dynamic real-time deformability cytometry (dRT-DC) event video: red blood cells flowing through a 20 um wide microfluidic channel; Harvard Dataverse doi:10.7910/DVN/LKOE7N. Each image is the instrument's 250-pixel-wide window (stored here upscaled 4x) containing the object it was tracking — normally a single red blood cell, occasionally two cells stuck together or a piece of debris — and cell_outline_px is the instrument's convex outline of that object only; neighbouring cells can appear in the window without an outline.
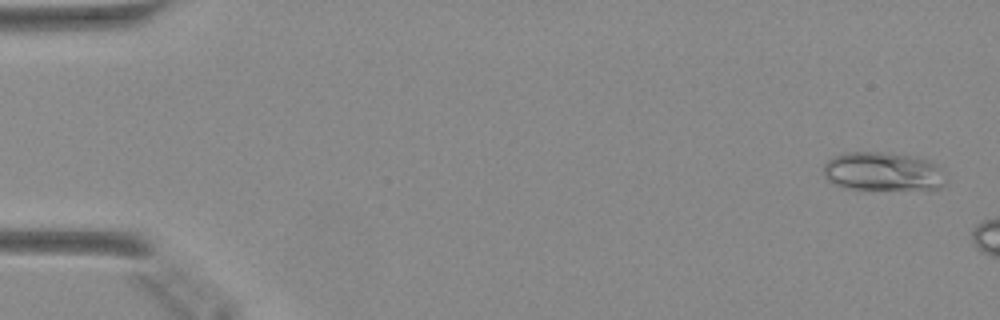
{"species": "Egyptian fruit bat (a non-hibernating species)", "species_latin": "Rousettus aegyptiacus", "temperature_condition": "warm", "stored_images_in_passage": 9, "camera_frame_rate_fps": 3000, "um_per_image_px": 0.085, "animal": {"sex": "female"}, "frame": {"image": 1, "passage_image": 2, "time_ms": 0.333, "image_size_px": [1000, 320], "cell_outline_px": [[948, 180], [944, 184], [936, 188], [844, 188], [832, 184], [824, 176], [824, 164], [828, 160], [844, 152], [880, 152], [908, 156], [924, 160], [932, 164]], "centroid_in_image_um": [74.93, 14.57], "position_along_channel_um": 10.1, "area_um2": 26.59}}